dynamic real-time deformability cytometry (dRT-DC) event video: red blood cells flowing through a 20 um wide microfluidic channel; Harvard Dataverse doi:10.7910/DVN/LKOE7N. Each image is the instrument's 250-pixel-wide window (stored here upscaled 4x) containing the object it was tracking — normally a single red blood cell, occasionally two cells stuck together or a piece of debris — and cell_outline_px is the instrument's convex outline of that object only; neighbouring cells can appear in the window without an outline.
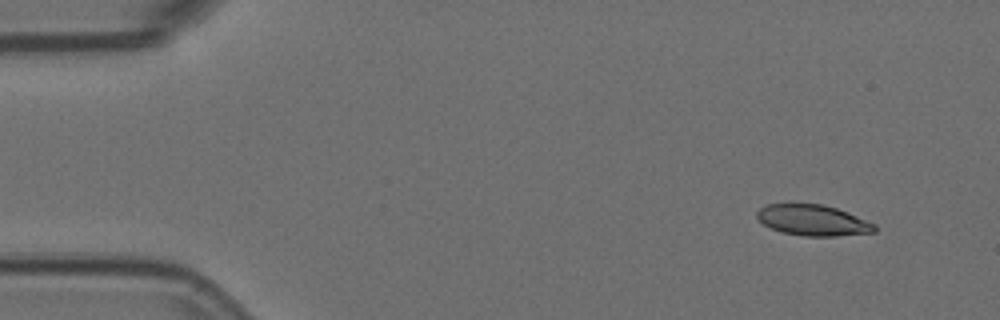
{"species": "Egyptian fruit bat (a non-hibernating species)", "species_latin": "Rousettus aegyptiacus", "temperature_condition": "room temperature", "stored_images_in_passage": 7, "camera_frame_rate_fps": 3000, "um_per_image_px": 0.085, "animal": {"sex": "female"}, "frame": {"image": 1, "passage_image": 1, "time_ms": 0.0, "image_size_px": [1000, 320], "cell_outline_px": [[876, 232], [836, 236], [804, 236], [780, 232], [764, 224], [756, 216], [756, 212], [760, 208], [768, 204], [792, 200], [820, 204], [836, 208], [848, 212], [876, 224]], "centroid_in_image_um": [69.06, 18.68], "position_along_channel_um": 15.9, "area_um2": 21.85}}
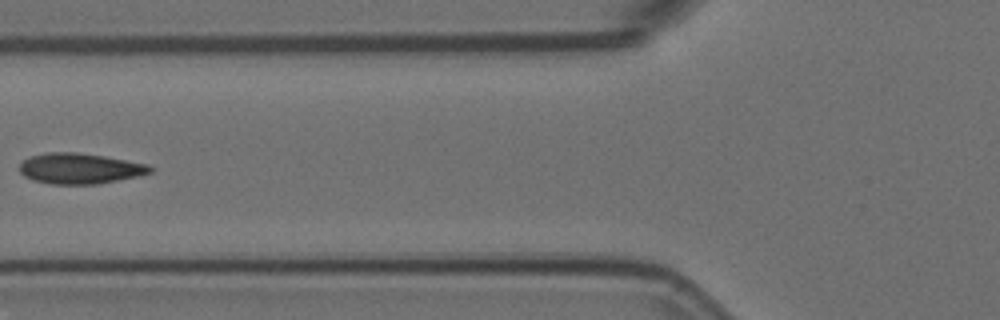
{"frame": {"image": 2, "passage_image": 6, "time_ms": 1.667, "image_size_px": [1000, 320], "cell_outline_px": [[156, 168], [152, 172], [140, 176], [96, 184], [48, 184], [32, 180], [24, 176], [20, 172], [20, 164], [28, 156], [48, 152], [76, 152], [104, 156], [148, 164]], "centroid_in_image_um": [6.8, 14.32], "position_along_channel_um": 119.0, "area_um2": 23.52}}
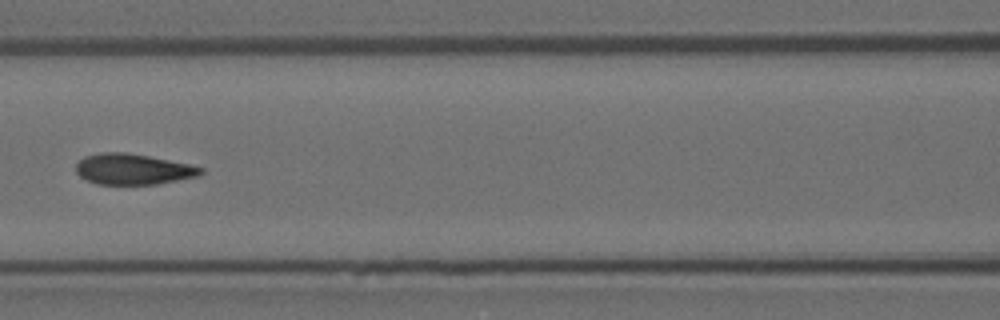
{"frame": {"image": 3, "passage_image": 7, "time_ms": 2.0, "image_size_px": [1000, 320], "cell_outline_px": [[204, 172], [200, 176], [156, 184], [96, 184], [80, 176], [76, 172], [76, 164], [84, 156], [100, 152], [124, 152], [148, 156], [188, 164], [204, 168]], "centroid_in_image_um": [11.3, 14.38], "position_along_channel_um": 155.3, "area_um2": 22.31}}